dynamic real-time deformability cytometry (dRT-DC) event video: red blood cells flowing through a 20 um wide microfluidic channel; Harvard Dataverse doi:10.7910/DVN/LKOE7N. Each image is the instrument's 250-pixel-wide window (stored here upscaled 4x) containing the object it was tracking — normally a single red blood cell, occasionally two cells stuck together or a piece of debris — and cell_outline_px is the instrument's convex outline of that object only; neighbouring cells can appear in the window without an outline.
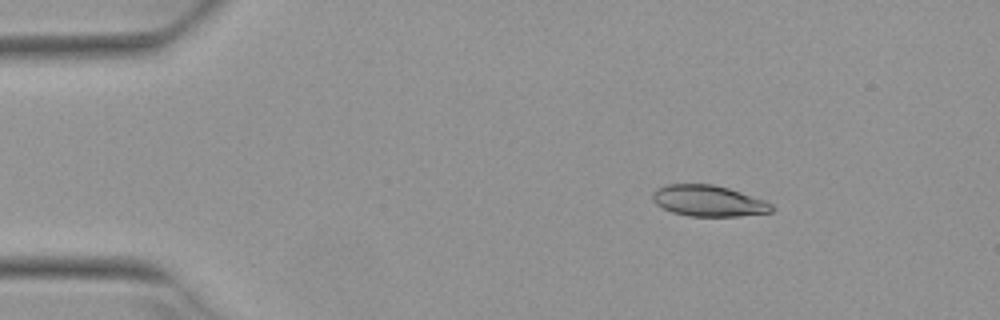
{"species": "Egyptian fruit bat (a non-hibernating species)", "species_latin": "Rousettus aegyptiacus", "temperature_condition": "warm", "stored_images_in_passage": 3, "camera_frame_rate_fps": 3000, "um_per_image_px": 0.085, "animal": {"sex": "female"}, "frame": {"image": 1, "passage_image": 1, "time_ms": 0.0, "image_size_px": [1000, 320], "cell_outline_px": [[776, 208], [772, 212], [740, 216], [688, 216], [672, 212], [656, 204], [652, 200], [652, 192], [656, 188], [668, 184], [712, 184], [728, 188], [764, 200], [772, 204]], "centroid_in_image_um": [60.21, 17.07], "position_along_channel_um": 24.8, "area_um2": 21.62}}